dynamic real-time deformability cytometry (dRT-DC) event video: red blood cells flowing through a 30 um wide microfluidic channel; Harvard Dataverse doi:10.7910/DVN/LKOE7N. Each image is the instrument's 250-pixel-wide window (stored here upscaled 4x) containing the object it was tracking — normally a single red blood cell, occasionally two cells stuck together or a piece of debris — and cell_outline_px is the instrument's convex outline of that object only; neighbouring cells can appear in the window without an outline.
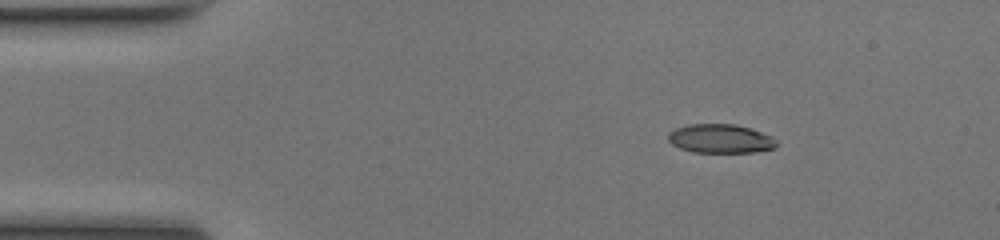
{"species": "common noctule bat (a hibernating species)", "species_latin": "Nyctalus noctula", "temperature_condition": "room temperature", "stored_images_in_passage": 43, "camera_frame_rate_fps": 3000, "um_per_image_px": 0.085, "animal": {"sex": "female", "body_mass_g": 17.0, "forearm_length_mm": 48.0}, "frame": {"image": 1, "passage_image": 1, "time_ms": 0.0, "image_size_px": [1000, 240], "cell_outline_px": [[776, 148], [756, 152], [692, 152], [680, 148], [672, 144], [668, 140], [668, 132], [676, 128], [688, 124], [736, 124], [772, 136], [776, 140]], "centroid_in_image_um": [61.22, 11.79], "position_along_channel_um": 23.8, "area_um2": 18.26}}
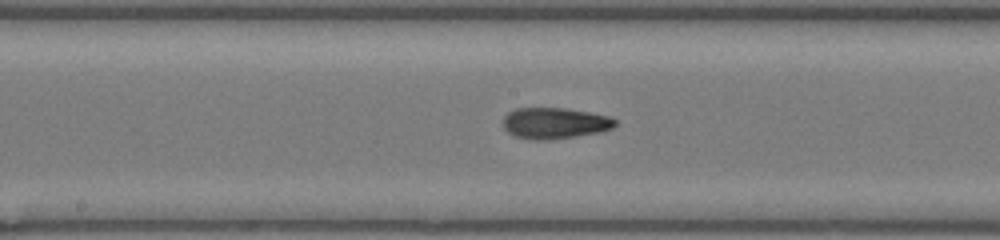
{"frame": {"image": 2, "passage_image": 19, "time_ms": 6.0, "image_size_px": [1000, 240], "cell_outline_px": [[616, 124], [612, 128], [600, 132], [576, 136], [548, 140], [532, 140], [516, 136], [508, 132], [504, 128], [504, 116], [508, 112], [516, 108], [564, 108], [588, 112], [608, 116], [616, 120]], "centroid_in_image_um": [47.14, 10.47], "position_along_channel_um": 201.1, "area_um2": 20.23}}
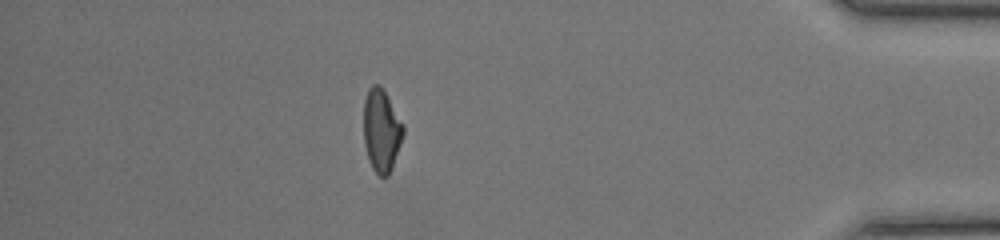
{"frame": {"image": 3, "passage_image": 37, "time_ms": 12.0, "image_size_px": [1000, 240], "cell_outline_px": [[404, 132], [392, 168], [388, 176], [380, 176], [372, 168], [368, 160], [364, 144], [364, 100], [368, 88], [372, 84], [380, 84], [384, 88], [404, 124]], "centroid_in_image_um": [32.42, 11.04], "position_along_channel_um": 402.8, "area_um2": 19.36}, "authors_computed_cell_mechanics": {"area_um2": 19.5364, "velocity_mm_per_s": 4.1822, "shape_relaxation_time_tau1_ms": 9.8179, "shape_relaxation_time_tau2_ms": 2.7892, "deformation_change_tau1": 0.2702, "deformation_change_tau2": 0.0959}}